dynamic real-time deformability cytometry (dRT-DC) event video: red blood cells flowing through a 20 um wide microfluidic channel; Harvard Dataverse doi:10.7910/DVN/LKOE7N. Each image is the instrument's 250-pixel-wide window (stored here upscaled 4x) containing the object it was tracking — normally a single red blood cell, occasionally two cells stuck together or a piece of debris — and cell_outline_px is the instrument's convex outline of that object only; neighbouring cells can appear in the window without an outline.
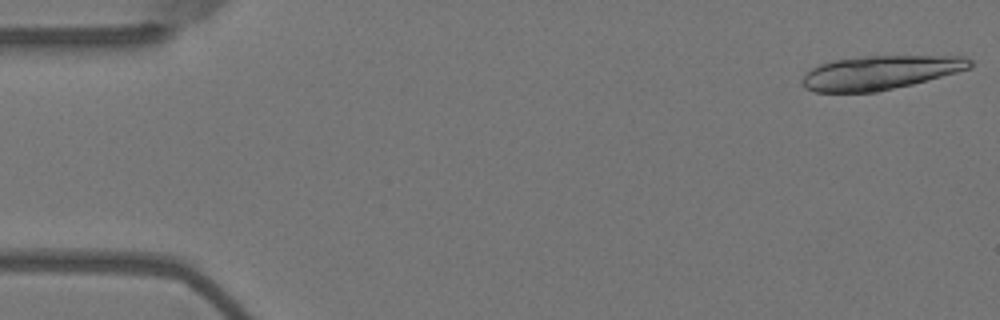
{"species": "Egyptian fruit bat (a non-hibernating species)", "species_latin": "Rousettus aegyptiacus", "temperature_condition": "warm", "stored_images_in_passage": 18, "camera_frame_rate_fps": 3000, "um_per_image_px": 0.085, "animal": {"sex": "female"}, "frame": {"image": 1, "passage_image": 1, "time_ms": 0.0, "image_size_px": [1000, 320], "cell_outline_px": [[972, 68], [912, 84], [876, 92], [812, 92], [804, 88], [800, 80], [812, 68], [820, 64], [832, 60], [864, 56], [964, 56], [972, 60]], "centroid_in_image_um": [74.8, 6.17], "position_along_channel_um": 10.2, "area_um2": 33.18}}